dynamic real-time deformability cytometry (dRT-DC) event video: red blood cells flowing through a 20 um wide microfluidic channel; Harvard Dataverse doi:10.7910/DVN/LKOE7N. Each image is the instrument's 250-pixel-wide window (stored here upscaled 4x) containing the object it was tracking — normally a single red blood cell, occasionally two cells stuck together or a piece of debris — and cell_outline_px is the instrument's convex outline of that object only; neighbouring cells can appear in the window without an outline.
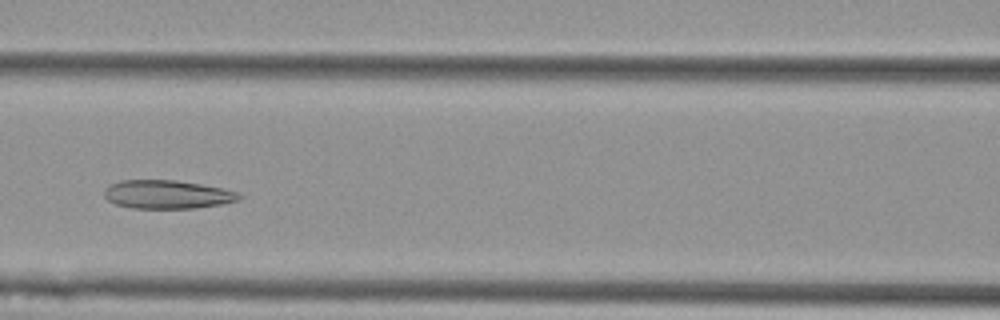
{"species": "Egyptian fruit bat (a non-hibernating species)", "species_latin": "Rousettus aegyptiacus", "temperature_condition": "cold", "stored_images_in_passage": 36, "camera_frame_rate_fps": 3000, "um_per_image_px": 0.085, "animal": {"sex": "female"}, "frame": {"image": 1, "passage_image": 11, "time_ms": 3.333, "image_size_px": [1000, 320], "cell_outline_px": [[244, 196], [236, 200], [220, 204], [192, 208], [132, 208], [116, 204], [108, 200], [104, 196], [104, 188], [120, 180], [176, 180], [200, 184], [220, 188], [236, 192]], "centroid_in_image_um": [14.16, 16.52], "position_along_channel_um": 152.4, "area_um2": 22.14}}
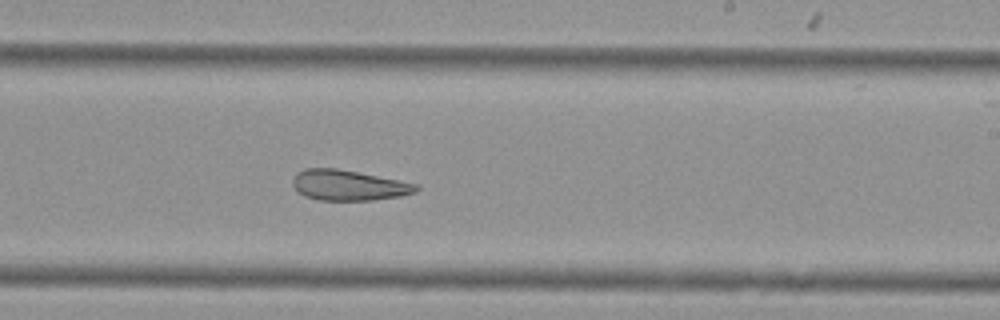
{"frame": {"image": 2, "passage_image": 20, "time_ms": 6.333, "image_size_px": [1000, 320], "cell_outline_px": [[420, 188], [416, 192], [400, 196], [372, 200], [320, 200], [304, 196], [292, 184], [292, 180], [304, 168], [336, 168], [420, 184]], "centroid_in_image_um": [29.67, 15.75], "position_along_channel_um": 259.3, "area_um2": 21.73}}
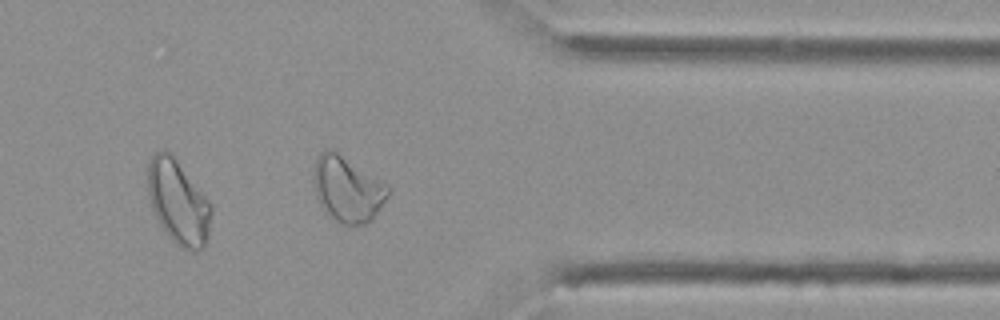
{"frame": {"image": 3, "passage_image": 31, "time_ms": 10.0, "image_size_px": [1000, 320], "cell_outline_px": [[388, 196], [372, 220], [364, 224], [344, 224], [332, 220], [324, 212], [316, 196], [312, 176], [316, 156], [324, 148], [332, 148], [384, 184], [388, 188]], "centroid_in_image_um": [29.45, 16.08], "position_along_channel_um": 381.9, "area_um2": 28.26}, "authors_computed_cell_mechanics": {"area_um2": 23.409, "velocity_mm_per_s": 3.5895, "shape_relaxation_time_tau1_ms": null, "shape_relaxation_time_tau2_ms": 4.644, "deformation_change_tau1": null, "deformation_change_tau2": 0.1321}}